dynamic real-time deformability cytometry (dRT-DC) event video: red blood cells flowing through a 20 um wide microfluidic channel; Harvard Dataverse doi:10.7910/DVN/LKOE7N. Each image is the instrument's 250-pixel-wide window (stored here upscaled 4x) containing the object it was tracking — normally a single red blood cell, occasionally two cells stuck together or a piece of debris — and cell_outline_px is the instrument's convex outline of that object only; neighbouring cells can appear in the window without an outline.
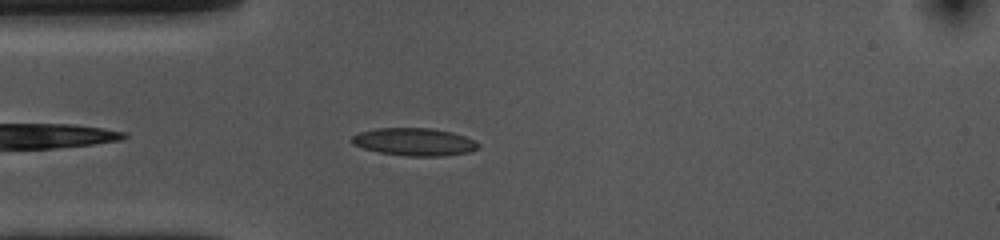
{"species": "common noctule bat (a hibernating species)", "species_latin": "Nyctalus noctula", "temperature_condition": "cold", "stored_images_in_passage": 44, "camera_frame_rate_fps": 3000, "um_per_image_px": 0.085, "animal": {"sex": "female", "body_mass_g": 10.0, "forearm_length_mm": 53.1}, "frame": {"image": 1, "passage_image": 4, "time_ms": 1.0, "image_size_px": [1000, 240], "cell_outline_px": [[480, 148], [468, 152], [444, 156], [404, 156], [380, 152], [364, 148], [352, 144], [348, 140], [352, 136], [360, 132], [376, 128], [432, 128], [452, 132], [476, 140], [480, 144]], "centroid_in_image_um": [35.23, 12.06], "position_along_channel_um": 49.8, "area_um2": 20.58}}
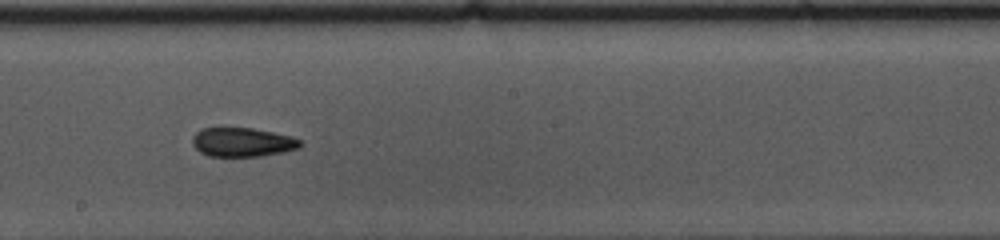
{"frame": {"image": 2, "passage_image": 19, "time_ms": 6.0, "image_size_px": [1000, 240], "cell_outline_px": [[304, 144], [296, 148], [284, 152], [260, 156], [208, 156], [200, 152], [192, 144], [192, 136], [200, 128], [252, 128], [292, 136], [300, 140]], "centroid_in_image_um": [20.59, 12.08], "position_along_channel_um": 227.6, "area_um2": 18.26}}
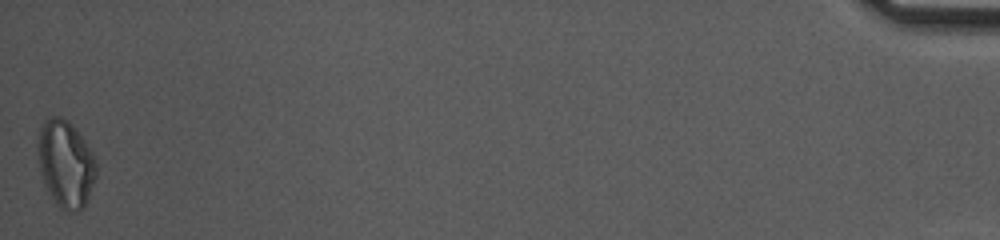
{"frame": {"image": 3, "passage_image": 44, "time_ms": 14.333, "image_size_px": [1000, 240], "cell_outline_px": [[96, 176], [84, 208], [76, 212], [64, 212], [56, 204], [44, 180], [40, 168], [36, 148], [40, 128], [44, 120], [52, 116], [60, 116], [68, 120], [72, 124], [84, 140], [92, 152], [96, 160]], "centroid_in_image_um": [5.59, 13.91], "position_along_channel_um": 429.6, "area_um2": 29.59}, "authors_computed_cell_mechanics": {"area_um2": 19.3341, "velocity_mm_per_s": 3.6552, "shape_relaxation_time_tau1_ms": 5.9071, "shape_relaxation_time_tau2_ms": 2.9255, "deformation_change_tau1": 0.1522, "deformation_change_tau2": 0.0981}}